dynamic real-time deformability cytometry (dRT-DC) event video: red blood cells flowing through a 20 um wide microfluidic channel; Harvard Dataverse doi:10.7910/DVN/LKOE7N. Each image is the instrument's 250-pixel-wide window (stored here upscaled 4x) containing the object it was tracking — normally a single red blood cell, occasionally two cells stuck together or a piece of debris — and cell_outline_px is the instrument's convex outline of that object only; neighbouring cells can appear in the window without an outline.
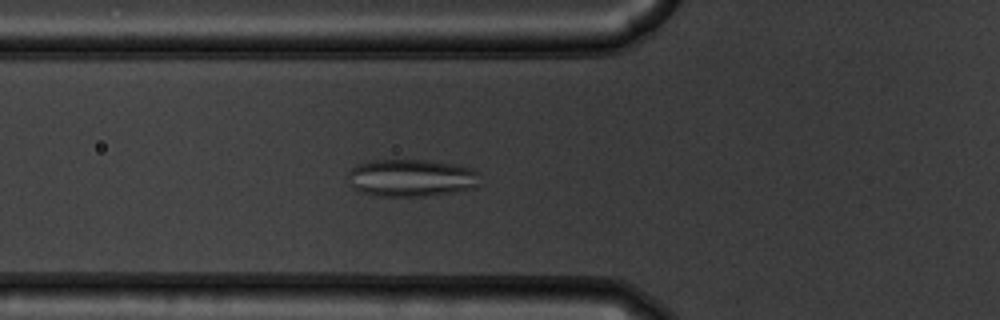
{"species": "common noctule bat (a hibernating species)", "species_latin": "Nyctalus noctula", "temperature_condition": "warm", "stored_images_in_passage": 54, "camera_frame_rate_fps": 3000, "um_per_image_px": 0.085, "animal": {"sex": "male", "body_mass_g": 19.5, "forearm_length_mm": 54.6}, "frame": {"image": 1, "passage_image": 20, "time_ms": 6.333, "image_size_px": [1000, 320], "cell_outline_px": [[480, 184], [476, 188], [456, 192], [428, 196], [376, 196], [360, 192], [352, 188], [348, 184], [348, 172], [356, 164], [372, 160], [424, 160], [456, 164], [472, 168], [476, 172]], "centroid_in_image_um": [34.94, 15.13], "position_along_channel_um": 90.9, "area_um2": 29.25}}
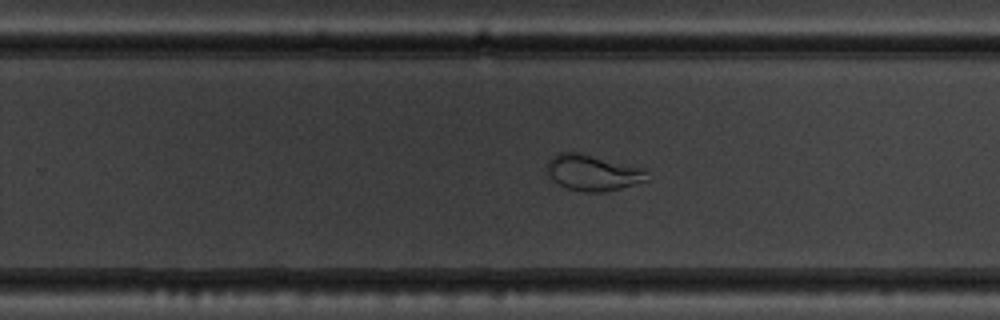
{"frame": {"image": 2, "passage_image": 35, "time_ms": 11.333, "image_size_px": [1000, 320], "cell_outline_px": [[648, 180], [636, 184], [604, 192], [584, 192], [568, 188], [552, 180], [548, 176], [548, 160], [552, 156], [560, 152], [580, 152], [644, 168]], "centroid_in_image_um": [50.38, 14.67], "position_along_channel_um": 279.4, "area_um2": 20.92}}
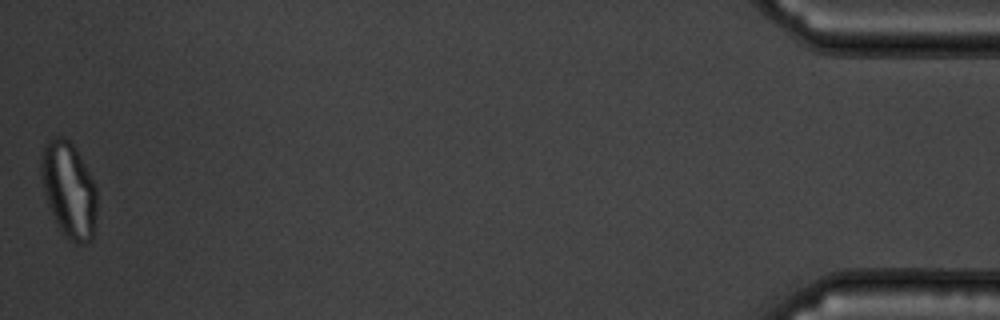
{"frame": {"image": 3, "passage_image": 54, "time_ms": 17.667, "image_size_px": [1000, 320], "cell_outline_px": [[96, 208], [92, 240], [84, 244], [76, 244], [60, 232], [56, 224], [48, 204], [44, 192], [40, 176], [40, 164], [44, 144], [52, 136], [64, 136], [76, 148], [92, 176], [96, 184]], "centroid_in_image_um": [5.84, 16.11], "position_along_channel_um": 429.4, "area_um2": 31.5}}